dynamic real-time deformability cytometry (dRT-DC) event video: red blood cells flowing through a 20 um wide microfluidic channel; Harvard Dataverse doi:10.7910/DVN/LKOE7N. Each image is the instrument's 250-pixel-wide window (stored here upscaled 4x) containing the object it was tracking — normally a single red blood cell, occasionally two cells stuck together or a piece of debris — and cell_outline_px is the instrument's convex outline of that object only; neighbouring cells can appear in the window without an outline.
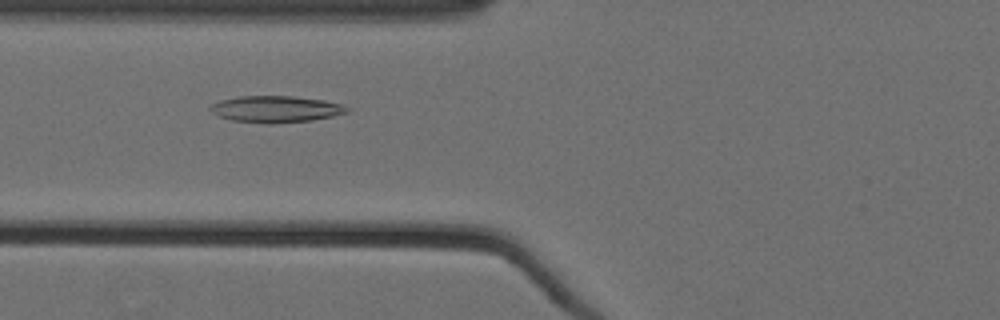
{"species": "Egyptian fruit bat (a non-hibernating species)", "species_latin": "Rousettus aegyptiacus", "temperature_condition": "cold", "stored_images_in_passage": 53, "camera_frame_rate_fps": 3000, "um_per_image_px": 0.085, "animal": {"sex": "female"}, "frame": {"image": 1, "passage_image": 19, "time_ms": 6.0, "image_size_px": [1000, 320], "cell_outline_px": [[352, 108], [348, 112], [332, 116], [312, 120], [272, 124], [268, 124], [232, 120], [216, 116], [208, 108], [212, 104], [220, 100], [240, 96], [292, 96], [324, 100], [344, 104]], "centroid_in_image_um": [23.46, 9.27], "position_along_channel_um": 102.3, "area_um2": 21.39}}
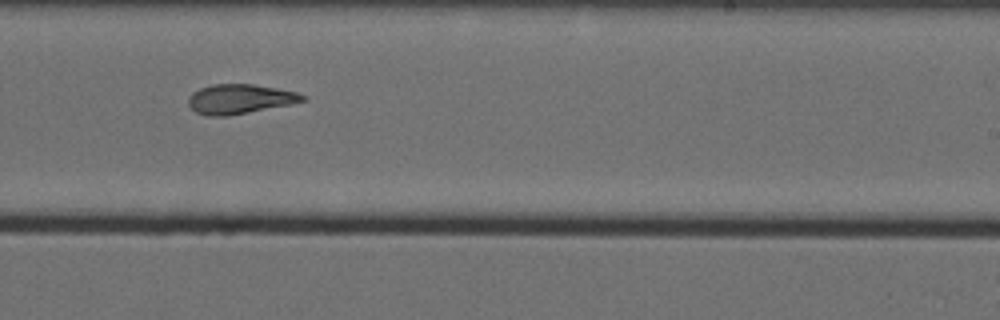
{"frame": {"image": 2, "passage_image": 33, "time_ms": 10.667, "image_size_px": [1000, 320], "cell_outline_px": [[304, 100], [292, 104], [228, 116], [208, 116], [196, 112], [188, 104], [188, 96], [192, 92], [200, 88], [212, 84], [252, 84], [296, 92], [304, 96]], "centroid_in_image_um": [20.33, 8.42], "position_along_channel_um": 268.7, "area_um2": 19.54}}
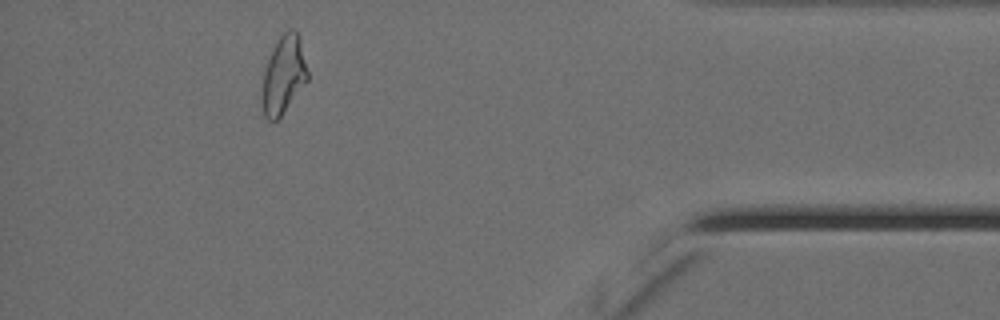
{"frame": {"image": 3, "passage_image": 48, "time_ms": 15.667, "image_size_px": [1000, 320], "cell_outline_px": [[308, 80], [280, 116], [276, 120], [268, 120], [264, 116], [260, 100], [260, 96], [264, 72], [268, 60], [280, 36], [288, 28], [292, 28], [300, 36], [308, 72]], "centroid_in_image_um": [24.09, 6.38], "position_along_channel_um": 411.1, "area_um2": 20.58}, "authors_computed_cell_mechanics": {"area_um2": 21.097, "velocity_mm_per_s": 3.5555, "shape_relaxation_time_tau1_ms": null, "shape_relaxation_time_tau2_ms": 2.8337, "deformation_change_tau1": null, "deformation_change_tau2": 0.105}}